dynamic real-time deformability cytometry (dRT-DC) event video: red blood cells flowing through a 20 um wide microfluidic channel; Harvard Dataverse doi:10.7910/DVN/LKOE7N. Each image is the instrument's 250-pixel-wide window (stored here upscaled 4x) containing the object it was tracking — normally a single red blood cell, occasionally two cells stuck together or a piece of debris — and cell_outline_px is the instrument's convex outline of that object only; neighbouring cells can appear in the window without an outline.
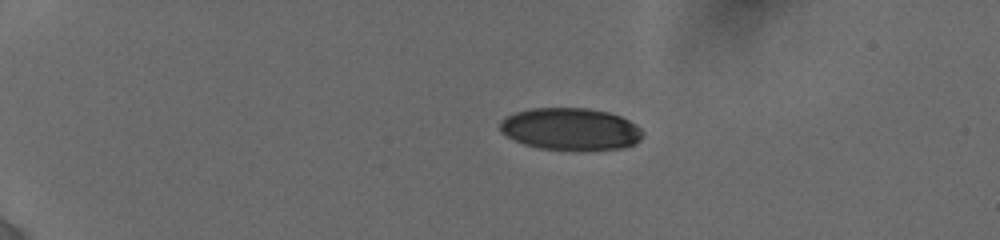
{"species": "human", "species_latin": "Homo sapiens", "temperature_condition": "cold", "stored_images_in_passage": 69, "camera_frame_rate_fps": 3000, "um_per_image_px": 0.085, "donor": {"sex": "female"}, "frame": {"image": 1, "passage_image": 1, "time_ms": 0.0, "image_size_px": [1000, 240], "cell_outline_px": [[644, 136], [636, 144], [620, 148], [540, 148], [524, 144], [500, 132], [500, 120], [504, 116], [528, 108], [588, 108], [608, 112], [620, 116], [636, 124], [644, 132]], "centroid_in_image_um": [48.49, 10.93], "position_along_channel_um": 36.5, "area_um2": 34.62}}
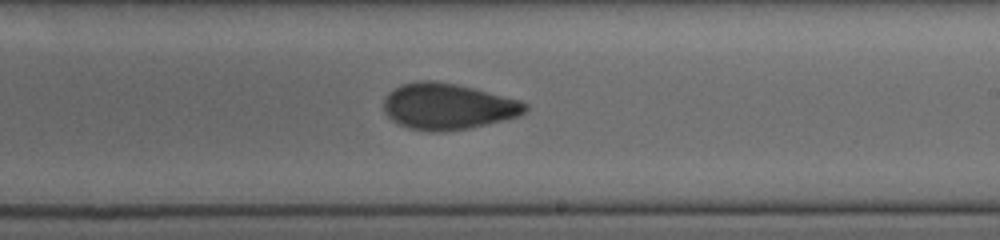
{"frame": {"image": 2, "passage_image": 30, "time_ms": 7.667, "image_size_px": [1000, 240], "cell_outline_px": [[528, 108], [520, 116], [472, 128], [444, 132], [428, 132], [408, 128], [392, 120], [384, 112], [384, 100], [388, 92], [400, 84], [416, 80], [436, 80], [456, 84], [520, 100], [528, 104]], "centroid_in_image_um": [38.05, 9.05], "position_along_channel_um": 251.0, "area_um2": 38.44}}
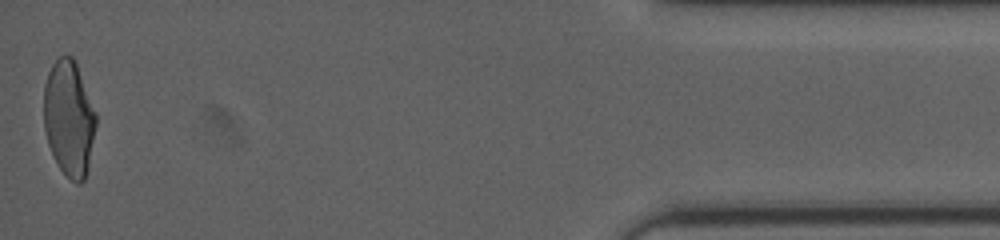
{"frame": {"image": 3, "passage_image": 69, "time_ms": 14.0, "image_size_px": [1000, 240], "cell_outline_px": [[96, 124], [88, 168], [84, 180], [80, 184], [76, 184], [60, 168], [48, 144], [44, 128], [44, 84], [48, 72], [52, 64], [60, 56], [72, 56], [76, 60], [96, 112]], "centroid_in_image_um": [5.87, 10.02], "position_along_channel_um": 429.3, "area_um2": 35.2}, "authors_computed_cell_mechanics": {"area_um2": 37.2232, "velocity_mm_per_s": 3.8599, "shape_relaxation_time_tau1_ms": null, "shape_relaxation_time_tau2_ms": 1.4375, "deformation_change_tau1": null, "deformation_change_tau2": 0.063}}